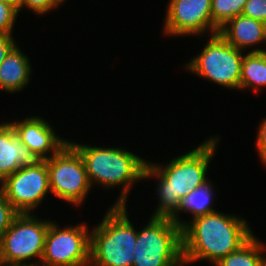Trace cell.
<instances>
[{"mask_svg": "<svg viewBox=\"0 0 266 266\" xmlns=\"http://www.w3.org/2000/svg\"><path fill=\"white\" fill-rule=\"evenodd\" d=\"M31 75L30 59L17 43L0 65V90L9 94L21 92L29 86Z\"/></svg>", "mask_w": 266, "mask_h": 266, "instance_id": "obj_15", "label": "cell"}, {"mask_svg": "<svg viewBox=\"0 0 266 266\" xmlns=\"http://www.w3.org/2000/svg\"><path fill=\"white\" fill-rule=\"evenodd\" d=\"M16 44L17 42L12 35L0 33V65Z\"/></svg>", "mask_w": 266, "mask_h": 266, "instance_id": "obj_25", "label": "cell"}, {"mask_svg": "<svg viewBox=\"0 0 266 266\" xmlns=\"http://www.w3.org/2000/svg\"><path fill=\"white\" fill-rule=\"evenodd\" d=\"M86 223L60 227L50 221L40 266H89L90 233Z\"/></svg>", "mask_w": 266, "mask_h": 266, "instance_id": "obj_9", "label": "cell"}, {"mask_svg": "<svg viewBox=\"0 0 266 266\" xmlns=\"http://www.w3.org/2000/svg\"><path fill=\"white\" fill-rule=\"evenodd\" d=\"M256 136V151L261 163L266 166V117L260 121Z\"/></svg>", "mask_w": 266, "mask_h": 266, "instance_id": "obj_24", "label": "cell"}, {"mask_svg": "<svg viewBox=\"0 0 266 266\" xmlns=\"http://www.w3.org/2000/svg\"><path fill=\"white\" fill-rule=\"evenodd\" d=\"M215 192V187L211 179L199 187L191 190L184 198H182L180 207L171 217V220L183 228V220H181L182 218L179 217L181 215L180 213L186 214L187 212V214L192 216L191 220H193L196 217L217 212L213 206V198L215 197L216 199Z\"/></svg>", "mask_w": 266, "mask_h": 266, "instance_id": "obj_16", "label": "cell"}, {"mask_svg": "<svg viewBox=\"0 0 266 266\" xmlns=\"http://www.w3.org/2000/svg\"><path fill=\"white\" fill-rule=\"evenodd\" d=\"M23 266H40V265H23Z\"/></svg>", "mask_w": 266, "mask_h": 266, "instance_id": "obj_29", "label": "cell"}, {"mask_svg": "<svg viewBox=\"0 0 266 266\" xmlns=\"http://www.w3.org/2000/svg\"><path fill=\"white\" fill-rule=\"evenodd\" d=\"M148 220L137 230L133 266H184L182 228L169 217Z\"/></svg>", "mask_w": 266, "mask_h": 266, "instance_id": "obj_5", "label": "cell"}, {"mask_svg": "<svg viewBox=\"0 0 266 266\" xmlns=\"http://www.w3.org/2000/svg\"><path fill=\"white\" fill-rule=\"evenodd\" d=\"M1 192L20 214L33 213L51 193L46 160H38L7 176Z\"/></svg>", "mask_w": 266, "mask_h": 266, "instance_id": "obj_10", "label": "cell"}, {"mask_svg": "<svg viewBox=\"0 0 266 266\" xmlns=\"http://www.w3.org/2000/svg\"><path fill=\"white\" fill-rule=\"evenodd\" d=\"M51 194L74 207L83 205L92 187L84 161L68 142L57 154L46 160Z\"/></svg>", "mask_w": 266, "mask_h": 266, "instance_id": "obj_8", "label": "cell"}, {"mask_svg": "<svg viewBox=\"0 0 266 266\" xmlns=\"http://www.w3.org/2000/svg\"><path fill=\"white\" fill-rule=\"evenodd\" d=\"M247 0H212V23L220 29L230 19L241 15Z\"/></svg>", "mask_w": 266, "mask_h": 266, "instance_id": "obj_19", "label": "cell"}, {"mask_svg": "<svg viewBox=\"0 0 266 266\" xmlns=\"http://www.w3.org/2000/svg\"><path fill=\"white\" fill-rule=\"evenodd\" d=\"M20 213L6 199L5 195L0 192V240L6 230L11 226L14 219Z\"/></svg>", "mask_w": 266, "mask_h": 266, "instance_id": "obj_21", "label": "cell"}, {"mask_svg": "<svg viewBox=\"0 0 266 266\" xmlns=\"http://www.w3.org/2000/svg\"><path fill=\"white\" fill-rule=\"evenodd\" d=\"M266 87V55L264 52H246L243 55L240 90L259 93Z\"/></svg>", "mask_w": 266, "mask_h": 266, "instance_id": "obj_17", "label": "cell"}, {"mask_svg": "<svg viewBox=\"0 0 266 266\" xmlns=\"http://www.w3.org/2000/svg\"><path fill=\"white\" fill-rule=\"evenodd\" d=\"M25 8L30 9L32 13L40 16H44L53 9H58V6L52 0H20L18 11L24 10Z\"/></svg>", "mask_w": 266, "mask_h": 266, "instance_id": "obj_22", "label": "cell"}, {"mask_svg": "<svg viewBox=\"0 0 266 266\" xmlns=\"http://www.w3.org/2000/svg\"><path fill=\"white\" fill-rule=\"evenodd\" d=\"M38 159L21 142L11 124L0 123V177L4 180L21 167L36 163Z\"/></svg>", "mask_w": 266, "mask_h": 266, "instance_id": "obj_14", "label": "cell"}, {"mask_svg": "<svg viewBox=\"0 0 266 266\" xmlns=\"http://www.w3.org/2000/svg\"><path fill=\"white\" fill-rule=\"evenodd\" d=\"M207 39L201 52L186 62L185 70L226 89L239 90L245 52L230 45L219 33Z\"/></svg>", "mask_w": 266, "mask_h": 266, "instance_id": "obj_7", "label": "cell"}, {"mask_svg": "<svg viewBox=\"0 0 266 266\" xmlns=\"http://www.w3.org/2000/svg\"><path fill=\"white\" fill-rule=\"evenodd\" d=\"M220 139L218 135H211L191 151L174 157L167 164L147 161L143 181L157 179L158 196V204L150 216L171 218L180 207L182 198L209 180L208 169L217 153Z\"/></svg>", "mask_w": 266, "mask_h": 266, "instance_id": "obj_1", "label": "cell"}, {"mask_svg": "<svg viewBox=\"0 0 266 266\" xmlns=\"http://www.w3.org/2000/svg\"><path fill=\"white\" fill-rule=\"evenodd\" d=\"M21 142L38 160H47L57 154L68 142L56 133L52 124L41 116H29L19 121H8ZM57 134V135H56Z\"/></svg>", "mask_w": 266, "mask_h": 266, "instance_id": "obj_12", "label": "cell"}, {"mask_svg": "<svg viewBox=\"0 0 266 266\" xmlns=\"http://www.w3.org/2000/svg\"><path fill=\"white\" fill-rule=\"evenodd\" d=\"M58 7H60L66 0H52Z\"/></svg>", "mask_w": 266, "mask_h": 266, "instance_id": "obj_27", "label": "cell"}, {"mask_svg": "<svg viewBox=\"0 0 266 266\" xmlns=\"http://www.w3.org/2000/svg\"><path fill=\"white\" fill-rule=\"evenodd\" d=\"M19 11L10 4L0 2V33L13 35Z\"/></svg>", "mask_w": 266, "mask_h": 266, "instance_id": "obj_20", "label": "cell"}, {"mask_svg": "<svg viewBox=\"0 0 266 266\" xmlns=\"http://www.w3.org/2000/svg\"><path fill=\"white\" fill-rule=\"evenodd\" d=\"M187 220H183L182 228L184 266L199 260L215 265L254 235L249 222L240 215L217 211Z\"/></svg>", "mask_w": 266, "mask_h": 266, "instance_id": "obj_2", "label": "cell"}, {"mask_svg": "<svg viewBox=\"0 0 266 266\" xmlns=\"http://www.w3.org/2000/svg\"><path fill=\"white\" fill-rule=\"evenodd\" d=\"M19 1L20 0H0V2H2V3L13 5L17 10L19 7Z\"/></svg>", "mask_w": 266, "mask_h": 266, "instance_id": "obj_26", "label": "cell"}, {"mask_svg": "<svg viewBox=\"0 0 266 266\" xmlns=\"http://www.w3.org/2000/svg\"><path fill=\"white\" fill-rule=\"evenodd\" d=\"M3 188V179L0 177V192L2 191Z\"/></svg>", "mask_w": 266, "mask_h": 266, "instance_id": "obj_28", "label": "cell"}, {"mask_svg": "<svg viewBox=\"0 0 266 266\" xmlns=\"http://www.w3.org/2000/svg\"><path fill=\"white\" fill-rule=\"evenodd\" d=\"M69 143L82 157L91 187L97 184L106 190L121 186L120 195L112 205H127L133 185L143 180L147 160L120 146H89L70 140Z\"/></svg>", "mask_w": 266, "mask_h": 266, "instance_id": "obj_3", "label": "cell"}, {"mask_svg": "<svg viewBox=\"0 0 266 266\" xmlns=\"http://www.w3.org/2000/svg\"><path fill=\"white\" fill-rule=\"evenodd\" d=\"M266 244L255 234L238 250L223 257L214 266H266Z\"/></svg>", "mask_w": 266, "mask_h": 266, "instance_id": "obj_18", "label": "cell"}, {"mask_svg": "<svg viewBox=\"0 0 266 266\" xmlns=\"http://www.w3.org/2000/svg\"><path fill=\"white\" fill-rule=\"evenodd\" d=\"M128 205H112L90 233L89 266H133L137 229Z\"/></svg>", "mask_w": 266, "mask_h": 266, "instance_id": "obj_4", "label": "cell"}, {"mask_svg": "<svg viewBox=\"0 0 266 266\" xmlns=\"http://www.w3.org/2000/svg\"><path fill=\"white\" fill-rule=\"evenodd\" d=\"M211 1L169 0L162 33L167 37H205L218 33L219 29L212 23Z\"/></svg>", "mask_w": 266, "mask_h": 266, "instance_id": "obj_11", "label": "cell"}, {"mask_svg": "<svg viewBox=\"0 0 266 266\" xmlns=\"http://www.w3.org/2000/svg\"><path fill=\"white\" fill-rule=\"evenodd\" d=\"M241 14L266 23V0H247Z\"/></svg>", "mask_w": 266, "mask_h": 266, "instance_id": "obj_23", "label": "cell"}, {"mask_svg": "<svg viewBox=\"0 0 266 266\" xmlns=\"http://www.w3.org/2000/svg\"><path fill=\"white\" fill-rule=\"evenodd\" d=\"M50 221L19 214L0 240V266L40 265Z\"/></svg>", "mask_w": 266, "mask_h": 266, "instance_id": "obj_6", "label": "cell"}, {"mask_svg": "<svg viewBox=\"0 0 266 266\" xmlns=\"http://www.w3.org/2000/svg\"><path fill=\"white\" fill-rule=\"evenodd\" d=\"M218 33L230 45L240 51H245V53L249 48L253 49L247 52H263L265 50L260 46L266 43V23L252 19L243 14L226 22L219 29Z\"/></svg>", "mask_w": 266, "mask_h": 266, "instance_id": "obj_13", "label": "cell"}]
</instances>
